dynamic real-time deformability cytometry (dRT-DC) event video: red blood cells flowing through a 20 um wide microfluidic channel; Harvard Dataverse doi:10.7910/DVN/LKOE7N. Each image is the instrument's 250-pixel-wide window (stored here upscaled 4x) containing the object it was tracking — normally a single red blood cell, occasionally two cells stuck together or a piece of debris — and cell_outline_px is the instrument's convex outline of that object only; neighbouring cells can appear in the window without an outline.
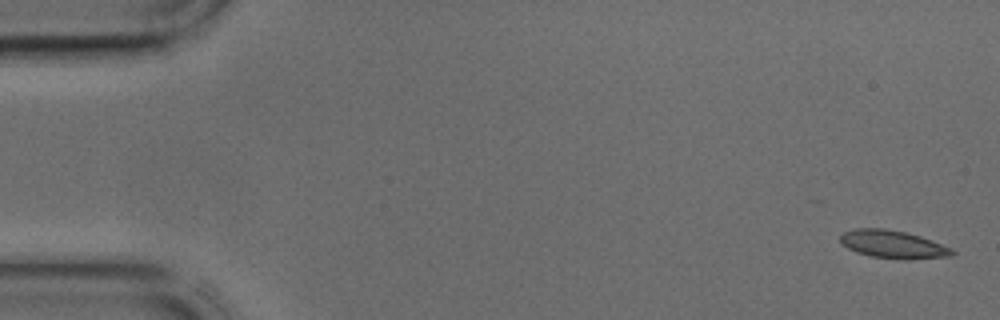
{"species": "common noctule bat (a hibernating species)", "species_latin": "Nyctalus noctula", "temperature_condition": "cold", "stored_images_in_passage": 34, "camera_frame_rate_fps": 3000, "um_per_image_px": 0.085, "animal": {"sex": "male", "body_mass_g": 17.9, "forearm_length_mm": 54.2}, "frame": {"image": 1, "passage_image": 1, "time_ms": 0.0, "image_size_px": [1000, 320], "cell_outline_px": [[956, 252], [952, 256], [908, 260], [904, 260], [872, 256], [856, 252], [848, 248], [840, 240], [840, 236], [844, 232], [856, 228], [884, 228], [904, 232], [920, 236], [932, 240], [952, 248]], "centroid_in_image_um": [75.95, 20.78], "position_along_channel_um": 9.1, "area_um2": 18.21}}
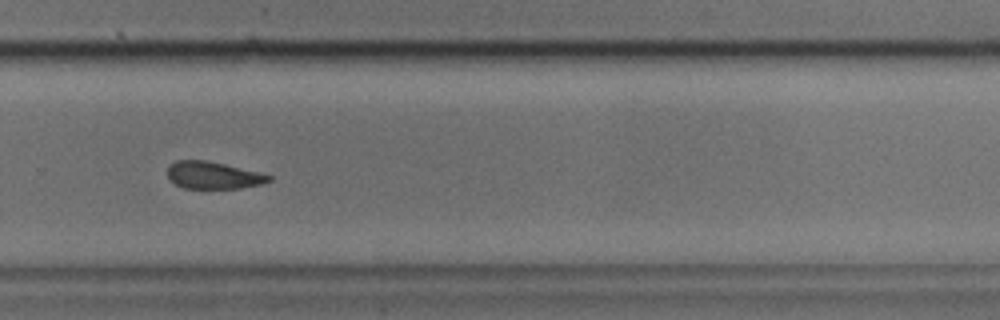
{"frame": {"image": 2, "passage_image": 29, "time_ms": 9.333, "image_size_px": [1000, 320], "cell_outline_px": [[272, 180], [264, 184], [240, 188], [184, 188], [176, 184], [168, 176], [168, 168], [176, 160], [208, 160], [272, 176]], "centroid_in_image_um": [18.14, 14.9], "position_along_channel_um": 311.7, "area_um2": 15.84}}
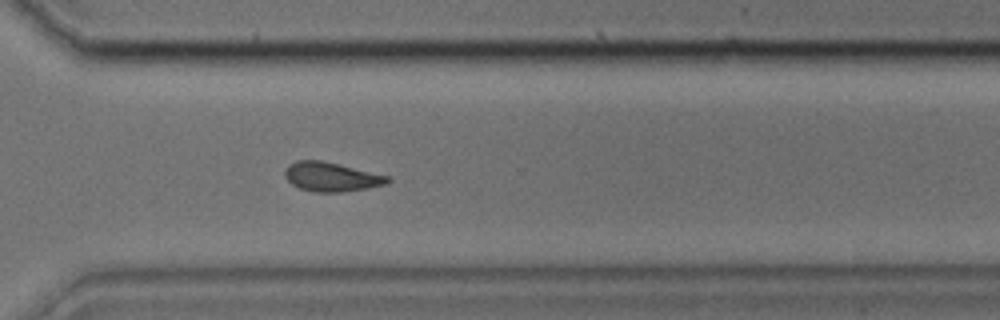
{"frame": {"image": 3, "passage_image": 31, "time_ms": 10.0, "image_size_px": [1000, 320], "cell_outline_px": [[392, 180], [388, 184], [368, 188], [344, 192], [312, 192], [300, 188], [292, 184], [284, 176], [284, 172], [288, 164], [296, 160], [320, 160], [340, 164], [388, 176]], "centroid_in_image_um": [28.16, 15.03], "position_along_channel_um": 342.4, "area_um2": 17.63}}